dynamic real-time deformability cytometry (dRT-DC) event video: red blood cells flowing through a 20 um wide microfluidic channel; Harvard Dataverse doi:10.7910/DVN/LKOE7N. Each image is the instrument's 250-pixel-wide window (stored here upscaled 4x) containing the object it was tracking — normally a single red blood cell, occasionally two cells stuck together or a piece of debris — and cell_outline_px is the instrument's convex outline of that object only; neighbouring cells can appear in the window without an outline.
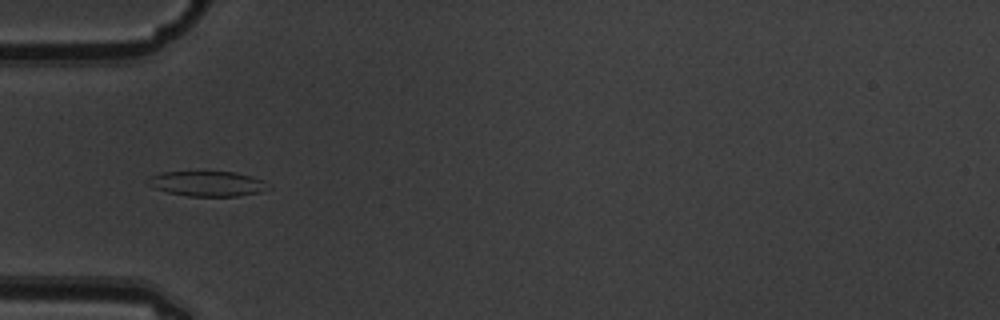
{"species": "common noctule bat (a hibernating species)", "species_latin": "Nyctalus noctula", "temperature_condition": "warm", "stored_images_in_passage": 7, "camera_frame_rate_fps": 3000, "um_per_image_px": 0.085, "animal": {"sex": "male", "body_mass_g": 19.5, "forearm_length_mm": 54.6}, "frame": {"image": 1, "passage_image": 6, "time_ms": 1.667, "image_size_px": [1000, 320], "cell_outline_px": [[272, 188], [260, 192], [236, 196], [188, 196], [168, 192], [156, 188], [148, 184], [144, 180], [148, 176], [160, 172], [236, 172], [252, 176], [264, 180]], "centroid_in_image_um": [17.63, 15.6], "position_along_channel_um": 67.4, "area_um2": 17.74}}
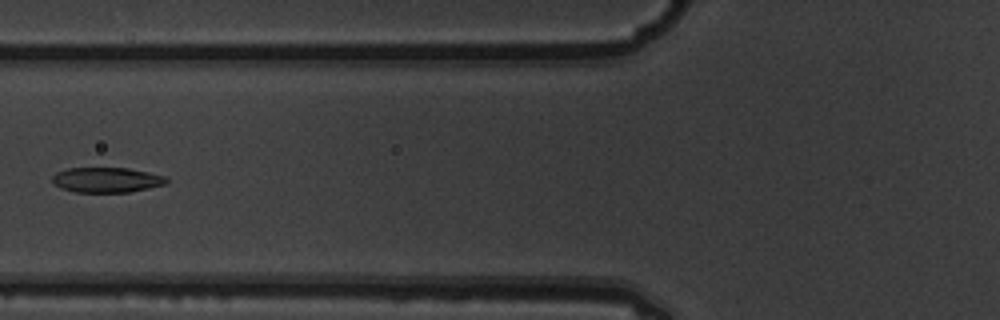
{"frame": {"image": 2, "passage_image": 7, "time_ms": 2.0, "image_size_px": [1000, 320], "cell_outline_px": [[168, 184], [128, 192], [76, 192], [60, 188], [52, 180], [52, 176], [56, 172], [68, 168], [128, 168], [148, 172], [164, 176], [168, 180]], "centroid_in_image_um": [9.07, 15.29], "position_along_channel_um": 116.7, "area_um2": 16.65}}